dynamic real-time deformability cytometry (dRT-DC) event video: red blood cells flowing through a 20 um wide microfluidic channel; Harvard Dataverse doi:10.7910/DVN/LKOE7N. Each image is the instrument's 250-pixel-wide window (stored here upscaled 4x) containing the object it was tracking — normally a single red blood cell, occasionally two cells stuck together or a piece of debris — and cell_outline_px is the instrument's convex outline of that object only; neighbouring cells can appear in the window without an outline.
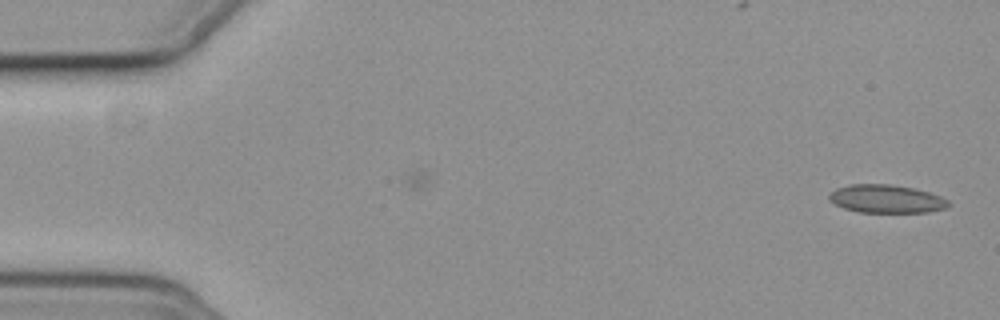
{"species": "common noctule bat (a hibernating species)", "species_latin": "Nyctalus noctula", "temperature_condition": "cold", "stored_images_in_passage": 50, "camera_frame_rate_fps": 3000, "um_per_image_px": 0.085, "animal": {"sex": "female", "body_mass_g": 19.3, "forearm_length_mm": 54.1}, "frame": {"image": 1, "passage_image": 1, "time_ms": 0.0, "image_size_px": [1000, 320], "cell_outline_px": [[948, 208], [928, 212], [860, 212], [844, 208], [828, 200], [828, 196], [836, 188], [848, 184], [892, 184], [916, 188], [940, 196], [948, 200]], "centroid_in_image_um": [75.34, 16.89], "position_along_channel_um": 9.7, "area_um2": 19.65}}
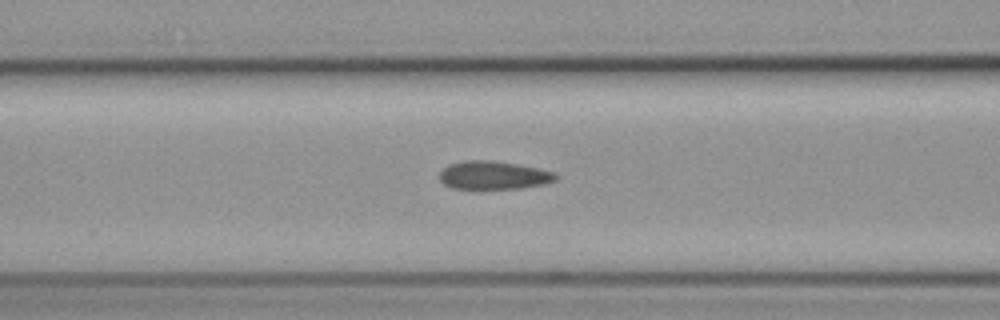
{"frame": {"image": 2, "passage_image": 22, "time_ms": 7.0, "image_size_px": [1000, 320], "cell_outline_px": [[556, 180], [544, 184], [520, 188], [452, 188], [444, 184], [440, 180], [440, 172], [448, 164], [464, 160], [492, 160], [540, 168], [552, 172], [556, 176]], "centroid_in_image_um": [41.93, 14.88], "position_along_channel_um": 124.7, "area_um2": 18.96}}
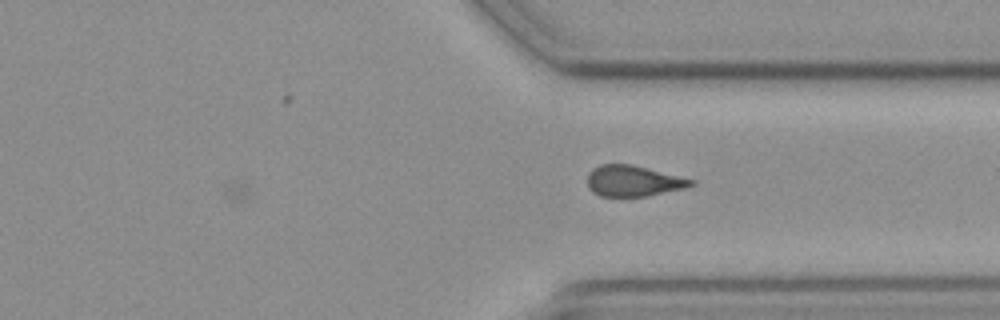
{"frame": {"image": 3, "passage_image": 41, "time_ms": 13.333, "image_size_px": [1000, 320], "cell_outline_px": [[696, 184], [688, 188], [648, 196], [600, 196], [592, 192], [588, 188], [588, 172], [592, 168], [600, 164], [632, 164], [696, 180]], "centroid_in_image_um": [53.86, 15.38], "position_along_channel_um": 357.5, "area_um2": 18.96}}